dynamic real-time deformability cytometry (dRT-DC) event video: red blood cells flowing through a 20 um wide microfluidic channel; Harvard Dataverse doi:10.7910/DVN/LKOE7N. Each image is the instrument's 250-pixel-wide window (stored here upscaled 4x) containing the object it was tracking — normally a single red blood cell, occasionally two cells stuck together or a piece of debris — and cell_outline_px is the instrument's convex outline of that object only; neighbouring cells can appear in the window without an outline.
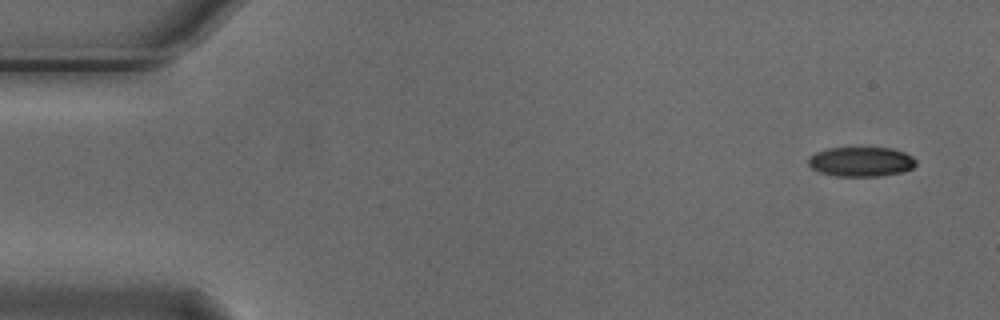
{"species": "Egyptian fruit bat (a non-hibernating species)", "species_latin": "Rousettus aegyptiacus", "temperature_condition": "cold", "stored_images_in_passage": 4, "camera_frame_rate_fps": 3000, "um_per_image_px": 0.085, "animal": {"sex": "male"}, "frame": {"image": 1, "passage_image": 1, "time_ms": 0.0, "image_size_px": [1000, 320], "cell_outline_px": [[916, 164], [912, 168], [904, 172], [880, 176], [836, 176], [820, 172], [812, 168], [808, 164], [808, 160], [816, 152], [828, 148], [892, 148], [904, 152], [912, 156], [916, 160]], "centroid_in_image_um": [73.22, 13.75], "position_along_channel_um": 11.8, "area_um2": 18.55}}